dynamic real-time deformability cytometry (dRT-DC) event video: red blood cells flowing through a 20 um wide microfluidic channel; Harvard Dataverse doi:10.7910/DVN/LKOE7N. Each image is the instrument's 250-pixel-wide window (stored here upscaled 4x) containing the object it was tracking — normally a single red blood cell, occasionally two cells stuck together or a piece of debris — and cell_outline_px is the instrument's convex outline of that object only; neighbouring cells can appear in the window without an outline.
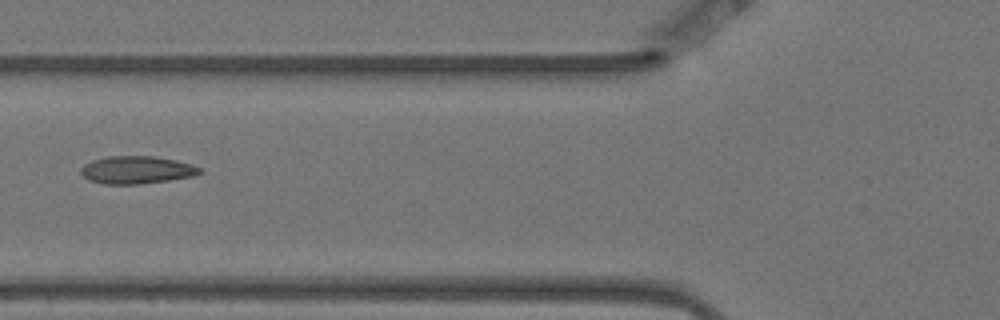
{"species": "Egyptian fruit bat (a non-hibernating species)", "species_latin": "Rousettus aegyptiacus", "temperature_condition": "warm", "stored_images_in_passage": 3, "camera_frame_rate_fps": 3000, "um_per_image_px": 0.085, "animal": {"sex": "female"}, "frame": {"image": 1, "passage_image": 2, "time_ms": 0.333, "image_size_px": [1000, 320], "cell_outline_px": [[200, 172], [192, 176], [168, 180], [140, 184], [104, 184], [88, 180], [80, 172], [80, 168], [84, 164], [92, 160], [108, 156], [152, 156], [176, 160], [192, 164], [200, 168]], "centroid_in_image_um": [11.57, 14.44], "position_along_channel_um": 114.2, "area_um2": 19.07}}
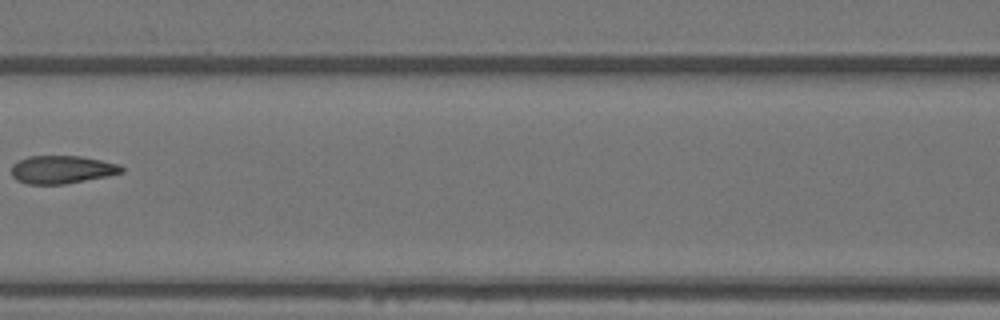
{"frame": {"image": 2, "passage_image": 3, "time_ms": 0.667, "image_size_px": [1000, 320], "cell_outline_px": [[124, 172], [108, 176], [64, 184], [28, 184], [16, 180], [12, 176], [12, 164], [28, 156], [80, 156], [120, 164], [124, 168]], "centroid_in_image_um": [5.27, 14.41], "position_along_channel_um": 161.3, "area_um2": 17.98}}